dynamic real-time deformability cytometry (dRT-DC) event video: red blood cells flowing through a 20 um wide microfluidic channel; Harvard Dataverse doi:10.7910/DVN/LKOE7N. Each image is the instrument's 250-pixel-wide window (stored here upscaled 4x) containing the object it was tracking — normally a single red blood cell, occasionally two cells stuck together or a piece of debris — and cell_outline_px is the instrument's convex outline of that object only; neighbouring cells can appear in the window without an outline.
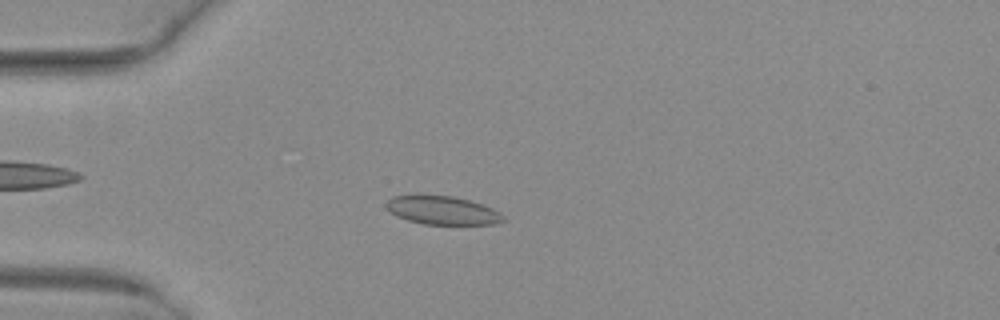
{"species": "common noctule bat (a hibernating species)", "species_latin": "Nyctalus noctula", "temperature_condition": "warm", "stored_images_in_passage": 40, "camera_frame_rate_fps": 3000, "um_per_image_px": 0.085, "animal": {"sex": "female", "body_mass_g": 29.2, "forearm_length_mm": 56.3}, "frame": {"image": 1, "passage_image": 3, "time_ms": 0.667, "image_size_px": [1000, 320], "cell_outline_px": [[504, 220], [492, 224], [424, 224], [408, 220], [396, 216], [384, 204], [392, 196], [412, 192], [420, 192], [452, 196], [484, 204], [500, 212], [504, 216]], "centroid_in_image_um": [37.53, 17.82], "position_along_channel_um": 47.5, "area_um2": 20.06}}
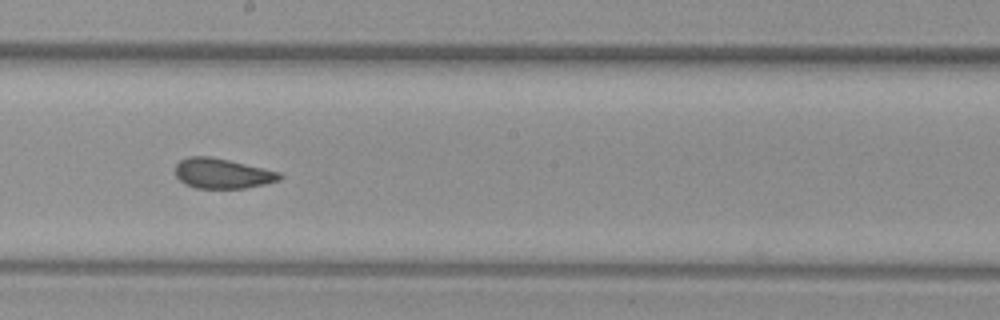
{"frame": {"image": 2, "passage_image": 18, "time_ms": 5.667, "image_size_px": [1000, 320], "cell_outline_px": [[284, 176], [280, 180], [264, 184], [244, 188], [196, 188], [184, 184], [176, 176], [176, 164], [180, 160], [188, 156], [212, 156], [280, 172]], "centroid_in_image_um": [18.89, 14.74], "position_along_channel_um": 229.3, "area_um2": 18.32}}
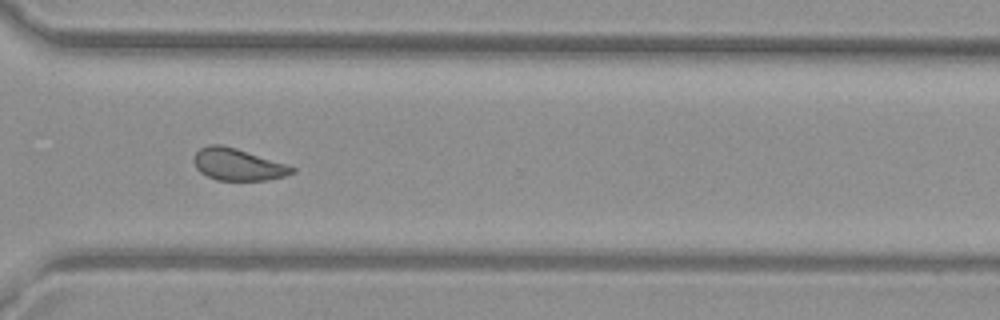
{"frame": {"image": 3, "passage_image": 27, "time_ms": 8.667, "image_size_px": [1000, 320], "cell_outline_px": [[296, 172], [284, 176], [268, 180], [216, 180], [200, 172], [196, 168], [192, 160], [196, 152], [200, 148], [208, 144], [220, 144], [236, 148], [288, 164], [296, 168]], "centroid_in_image_um": [20.22, 13.97], "position_along_channel_um": 350.4, "area_um2": 18.44}, "authors_computed_cell_mechanics": {"area_um2": 18.8717, "velocity_mm_per_s": 4.0379, "shape_relaxation_time_tau1_ms": null, "shape_relaxation_time_tau2_ms": 1.8808, "deformation_change_tau1": null, "deformation_change_tau2": 0.0625}}